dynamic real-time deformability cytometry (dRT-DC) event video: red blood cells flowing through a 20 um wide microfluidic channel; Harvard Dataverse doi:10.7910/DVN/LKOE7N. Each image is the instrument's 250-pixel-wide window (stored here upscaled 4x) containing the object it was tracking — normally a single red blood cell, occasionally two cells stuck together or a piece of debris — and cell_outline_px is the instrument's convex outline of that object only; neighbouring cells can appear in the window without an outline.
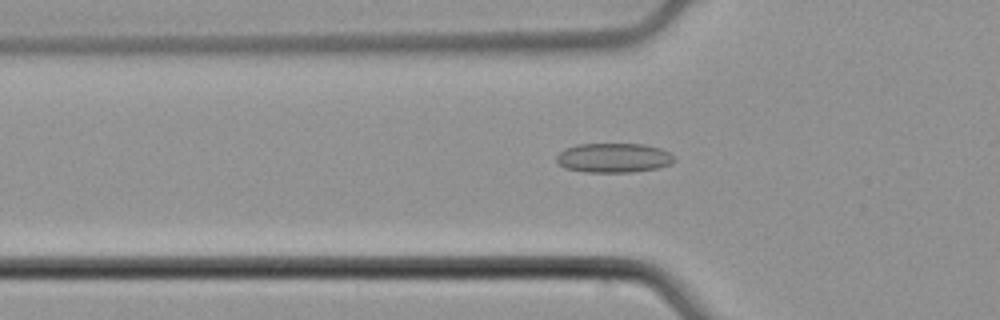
{"species": "common noctule bat (a hibernating species)", "species_latin": "Nyctalus noctula", "temperature_condition": "cold", "stored_images_in_passage": 49, "camera_frame_rate_fps": 3000, "um_per_image_px": 0.085, "animal": {"sex": "male", "body_mass_g": 21.5, "forearm_length_mm": 52.0}, "frame": {"image": 1, "passage_image": 14, "time_ms": 4.333, "image_size_px": [1000, 320], "cell_outline_px": [[676, 160], [660, 168], [632, 172], [584, 172], [564, 168], [556, 160], [556, 156], [564, 148], [576, 144], [644, 144], [660, 148], [668, 152]], "centroid_in_image_um": [52.13, 13.42], "position_along_channel_um": 73.7, "area_um2": 20.29}}
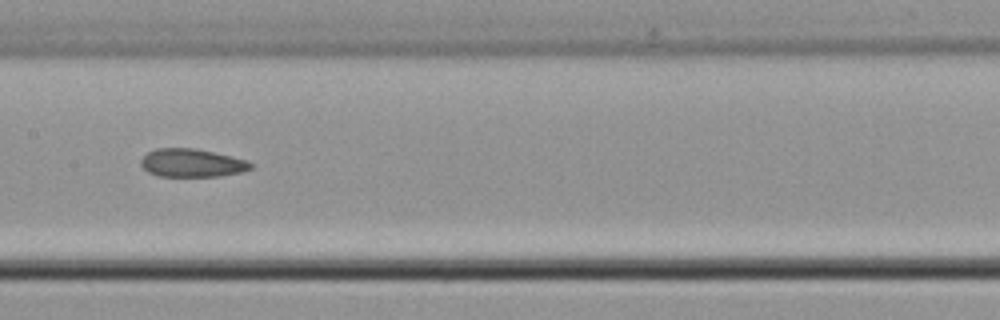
{"frame": {"image": 2, "passage_image": 23, "time_ms": 7.333, "image_size_px": [1000, 320], "cell_outline_px": [[252, 168], [240, 172], [220, 176], [156, 176], [148, 172], [140, 164], [140, 160], [148, 152], [156, 148], [196, 148], [244, 160], [252, 164]], "centroid_in_image_um": [16.25, 13.85], "position_along_channel_um": 191.2, "area_um2": 17.8}}
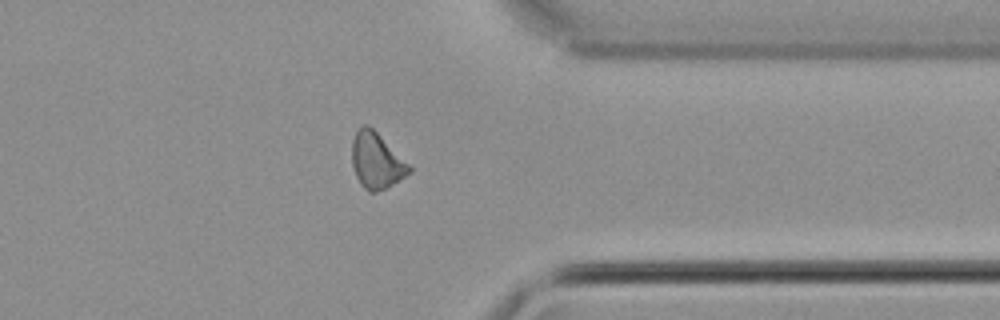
{"frame": {"image": 3, "passage_image": 38, "time_ms": 12.333, "image_size_px": [1000, 320], "cell_outline_px": [[412, 172], [384, 188], [376, 192], [368, 192], [360, 184], [356, 176], [352, 164], [352, 140], [356, 132], [364, 124], [368, 124], [412, 168]], "centroid_in_image_um": [31.97, 13.67], "position_along_channel_um": 379.4, "area_um2": 18.15}, "authors_computed_cell_mechanics": {"area_um2": 18.785, "velocity_mm_per_s": 3.9198, "shape_relaxation_time_tau1_ms": null, "shape_relaxation_time_tau2_ms": 3.3039, "deformation_change_tau1": null, "deformation_change_tau2": 0.1012}}